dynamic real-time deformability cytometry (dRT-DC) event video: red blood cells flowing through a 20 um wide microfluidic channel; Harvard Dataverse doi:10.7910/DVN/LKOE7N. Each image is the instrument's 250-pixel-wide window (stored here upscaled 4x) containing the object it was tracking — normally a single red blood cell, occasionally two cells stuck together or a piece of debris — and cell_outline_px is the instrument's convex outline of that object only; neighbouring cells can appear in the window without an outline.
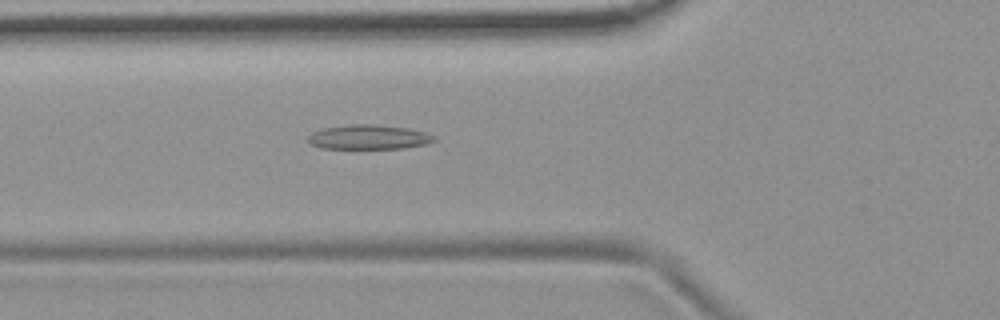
{"species": "common noctule bat (a hibernating species)", "species_latin": "Nyctalus noctula", "temperature_condition": "room temperature", "stored_images_in_passage": 55, "camera_frame_rate_fps": 3000, "um_per_image_px": 0.085, "animal": {"sex": "female", "body_mass_g": 19.9}, "frame": {"image": 1, "passage_image": 20, "time_ms": 6.333, "image_size_px": [1000, 320], "cell_outline_px": [[436, 140], [428, 144], [404, 148], [320, 148], [312, 144], [308, 140], [308, 136], [312, 132], [324, 128], [348, 124], [372, 124], [408, 128], [424, 132], [436, 136]], "centroid_in_image_um": [31.36, 11.65], "position_along_channel_um": 94.4, "area_um2": 17.98}}
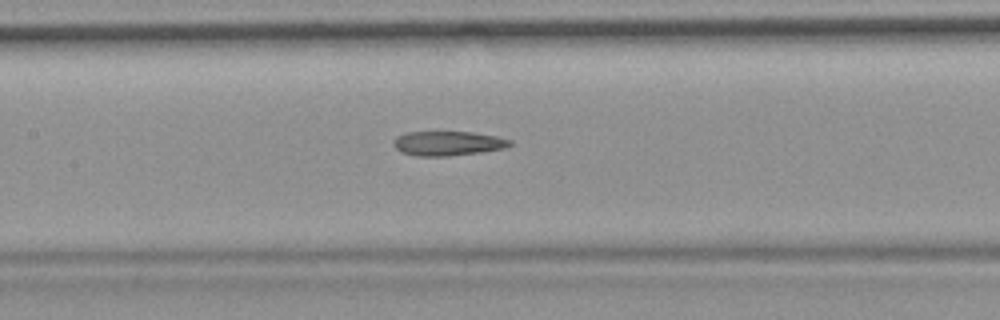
{"frame": {"image": 2, "passage_image": 26, "time_ms": 8.333, "image_size_px": [1000, 320], "cell_outline_px": [[512, 144], [504, 148], [480, 152], [448, 156], [416, 156], [400, 152], [392, 144], [392, 140], [396, 136], [408, 132], [472, 132], [496, 136], [512, 140]], "centroid_in_image_um": [38.03, 12.18], "position_along_channel_um": 169.4, "area_um2": 16.65}}
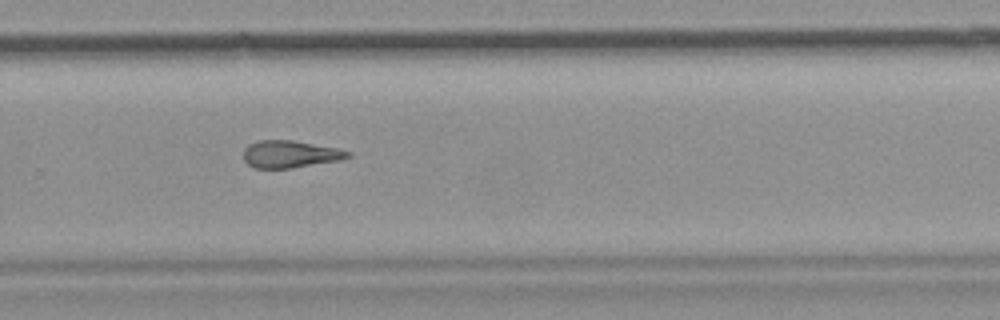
{"frame": {"image": 3, "passage_image": 37, "time_ms": 12.0, "image_size_px": [1000, 320], "cell_outline_px": [[352, 156], [340, 160], [292, 168], [256, 168], [248, 164], [244, 160], [244, 148], [248, 144], [256, 140], [292, 140], [336, 148], [352, 152]], "centroid_in_image_um": [24.65, 13.1], "position_along_channel_um": 305.1, "area_um2": 16.59}, "authors_computed_cell_mechanics": {"area_um2": 17.629, "velocity_mm_per_s": 3.7196, "shape_relaxation_time_tau1_ms": null, "shape_relaxation_time_tau2_ms": 6.8226, "deformation_change_tau1": null, "deformation_change_tau2": 0.1763}}